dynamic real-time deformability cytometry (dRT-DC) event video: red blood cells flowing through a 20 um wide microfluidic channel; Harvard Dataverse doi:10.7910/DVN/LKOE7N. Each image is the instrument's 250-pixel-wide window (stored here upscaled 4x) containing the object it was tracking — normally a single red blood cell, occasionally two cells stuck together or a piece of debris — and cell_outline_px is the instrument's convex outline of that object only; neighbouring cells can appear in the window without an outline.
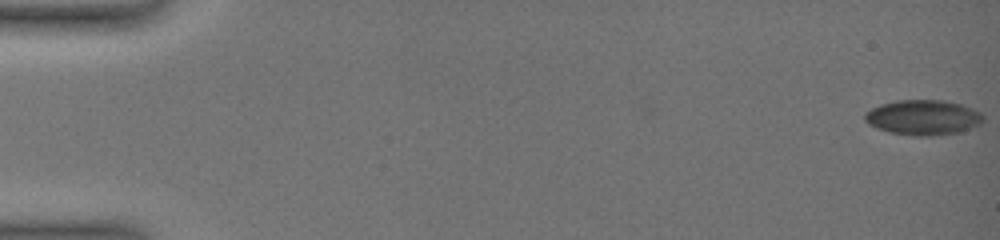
{"species": "common noctule bat (a hibernating species)", "species_latin": "Nyctalus noctula", "temperature_condition": "warm", "stored_images_in_passage": 8, "camera_frame_rate_fps": 3000, "um_per_image_px": 0.085, "animal": {"sex": "female", "body_mass_g": 19.0, "forearm_length_mm": 51.5}, "frame": {"image": 1, "passage_image": 1, "time_ms": 0.0, "image_size_px": [1000, 240], "cell_outline_px": [[984, 120], [980, 124], [960, 132], [932, 136], [912, 136], [888, 132], [876, 128], [868, 124], [864, 120], [864, 112], [880, 104], [896, 100], [944, 100], [960, 104], [972, 108], [980, 112], [984, 116]], "centroid_in_image_um": [78.44, 9.99], "position_along_channel_um": 6.6, "area_um2": 24.51}}
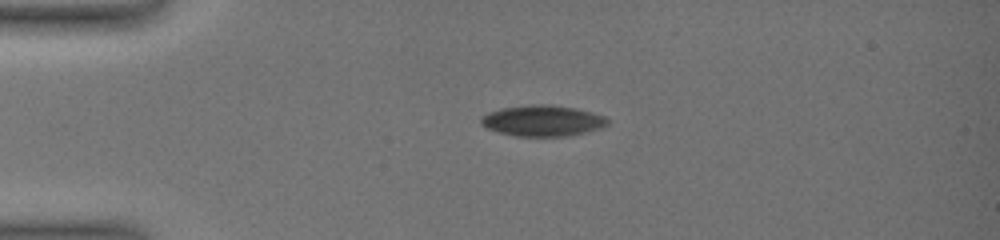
{"frame": {"image": 2, "passage_image": 5, "time_ms": 4.667, "image_size_px": [1000, 240], "cell_outline_px": [[608, 124], [600, 128], [568, 136], [516, 136], [500, 132], [488, 128], [480, 124], [480, 116], [488, 112], [500, 108], [532, 104], [552, 104], [576, 108], [592, 112], [604, 116], [608, 120]], "centroid_in_image_um": [46.1, 10.24], "position_along_channel_um": 38.9, "area_um2": 22.89}}
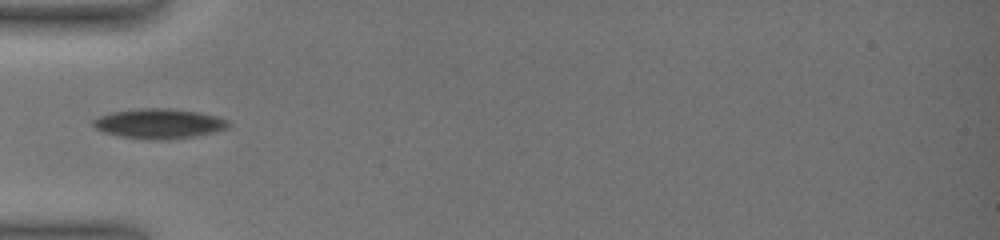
{"frame": {"image": 3, "passage_image": 7, "time_ms": 6.667, "image_size_px": [1000, 240], "cell_outline_px": [[228, 128], [216, 132], [196, 136], [168, 140], [148, 140], [120, 136], [104, 132], [96, 128], [92, 124], [92, 120], [100, 116], [112, 112], [140, 108], [172, 108], [200, 112], [216, 116], [228, 120]], "centroid_in_image_um": [13.54, 10.51], "position_along_channel_um": 71.5, "area_um2": 23.76}}